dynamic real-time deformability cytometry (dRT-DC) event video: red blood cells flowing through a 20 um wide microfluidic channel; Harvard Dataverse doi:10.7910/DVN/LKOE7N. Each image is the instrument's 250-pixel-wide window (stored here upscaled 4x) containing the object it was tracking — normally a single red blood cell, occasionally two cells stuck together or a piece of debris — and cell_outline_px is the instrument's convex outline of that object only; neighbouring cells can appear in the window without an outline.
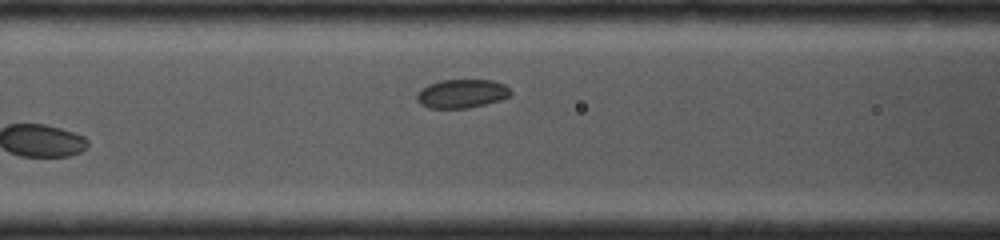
{"species": "common noctule bat (a hibernating species)", "species_latin": "Nyctalus noctula", "temperature_condition": "cold", "stored_images_in_passage": 4, "camera_frame_rate_fps": 4000, "um_per_image_px": 0.085, "animal": {"sex": "female", "body_mass_g": 19.0, "forearm_length_mm": 53.3}, "frame": {"image": 1, "passage_image": 4, "time_ms": 2.5, "image_size_px": [1000, 240], "cell_outline_px": [[512, 96], [500, 100], [468, 108], [428, 108], [420, 104], [416, 100], [416, 92], [428, 84], [440, 80], [492, 80], [504, 84], [512, 92]], "centroid_in_image_um": [39.23, 7.96], "position_along_channel_um": 127.4, "area_um2": 15.84}}